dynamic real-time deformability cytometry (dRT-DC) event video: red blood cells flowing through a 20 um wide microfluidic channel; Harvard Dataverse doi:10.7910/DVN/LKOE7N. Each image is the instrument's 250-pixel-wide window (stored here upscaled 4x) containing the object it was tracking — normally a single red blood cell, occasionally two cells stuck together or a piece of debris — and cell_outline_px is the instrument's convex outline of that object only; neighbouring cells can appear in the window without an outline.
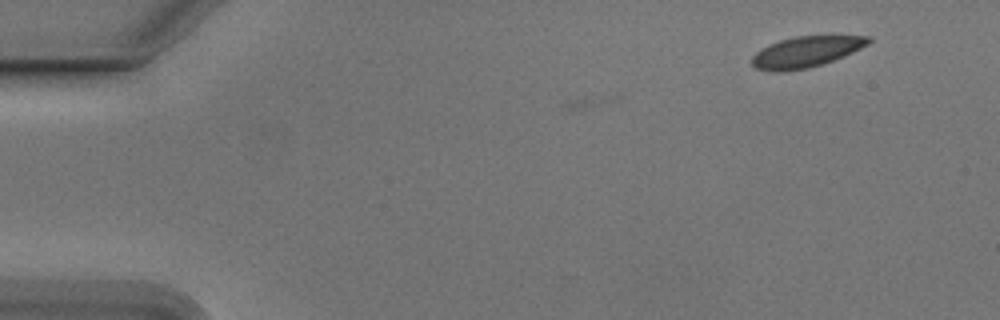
{"species": "Egyptian fruit bat (a non-hibernating species)", "species_latin": "Rousettus aegyptiacus", "temperature_condition": "cold", "stored_images_in_passage": 5, "camera_frame_rate_fps": 3000, "um_per_image_px": 0.085, "animal": {"sex": "male"}, "frame": {"image": 1, "passage_image": 1, "time_ms": 0.0, "image_size_px": [1000, 320], "cell_outline_px": [[872, 40], [868, 44], [844, 56], [808, 68], [784, 72], [772, 72], [756, 68], [752, 64], [752, 56], [756, 52], [780, 40], [796, 36], [872, 36]], "centroid_in_image_um": [68.51, 4.41], "position_along_channel_um": 16.5, "area_um2": 20.69}}